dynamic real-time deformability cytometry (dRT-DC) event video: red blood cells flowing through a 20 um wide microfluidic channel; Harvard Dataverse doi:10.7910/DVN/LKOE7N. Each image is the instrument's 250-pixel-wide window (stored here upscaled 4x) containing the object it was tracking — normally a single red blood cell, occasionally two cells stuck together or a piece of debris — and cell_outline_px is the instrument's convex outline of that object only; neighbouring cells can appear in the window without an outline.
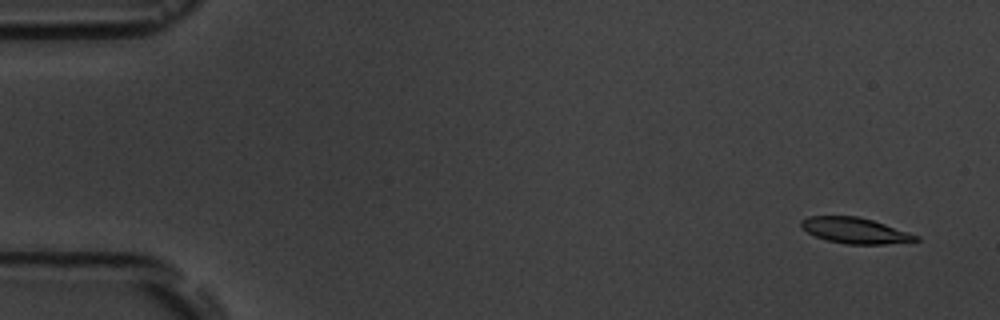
{"species": "common noctule bat (a hibernating species)", "species_latin": "Nyctalus noctula", "temperature_condition": "room temperature", "stored_images_in_passage": 4, "camera_frame_rate_fps": 3000, "um_per_image_px": 0.085, "animal": {"sex": "male", "body_mass_g": 19.5, "forearm_length_mm": 54.6}, "frame": {"image": 1, "passage_image": 1, "time_ms": 0.0, "image_size_px": [1000, 320], "cell_outline_px": [[920, 240], [884, 244], [844, 244], [828, 240], [816, 236], [800, 228], [800, 220], [808, 216], [856, 216], [872, 220], [920, 236]], "centroid_in_image_um": [72.64, 19.59], "position_along_channel_um": 12.4, "area_um2": 17.11}}
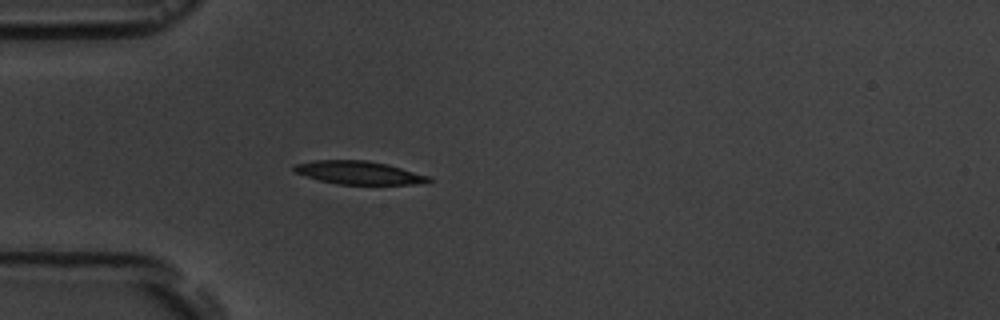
{"frame": {"image": 2, "passage_image": 4, "time_ms": 4.333, "image_size_px": [1000, 320], "cell_outline_px": [[432, 180], [412, 184], [336, 184], [320, 180], [292, 172], [292, 164], [312, 160], [364, 160], [388, 164], [432, 176]], "centroid_in_image_um": [30.45, 14.66], "position_along_channel_um": 54.6, "area_um2": 18.32}}